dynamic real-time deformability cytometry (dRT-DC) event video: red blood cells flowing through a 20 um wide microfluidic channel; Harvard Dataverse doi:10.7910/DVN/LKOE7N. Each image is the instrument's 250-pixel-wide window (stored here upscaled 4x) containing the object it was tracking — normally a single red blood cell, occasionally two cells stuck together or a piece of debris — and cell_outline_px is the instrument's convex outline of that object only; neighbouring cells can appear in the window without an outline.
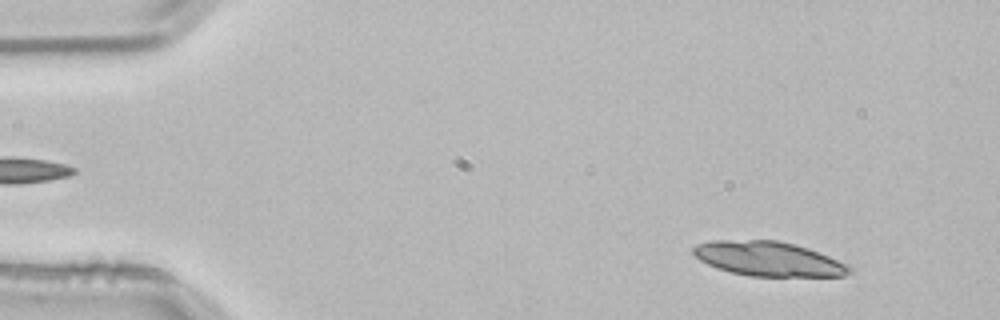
{"species": "common noctule bat (a hibernating species)", "species_latin": "Nyctalus noctula", "temperature_condition": "room temperature", "stored_images_in_passage": 3, "camera_frame_rate_fps": 3000, "um_per_image_px": 0.085, "animal": {"sex": "male", "body_mass_g": 21.5, "forearm_length_mm": 52.0}, "frame": {"image": 1, "passage_image": 1, "time_ms": 0.0, "image_size_px": [1000, 320], "cell_outline_px": [[852, 272], [844, 276], [748, 276], [716, 268], [700, 260], [692, 252], [692, 248], [696, 244], [712, 240], [776, 240], [808, 248], [828, 256], [852, 268]], "centroid_in_image_um": [65.27, 22.0], "position_along_channel_um": 19.7, "area_um2": 31.15}}